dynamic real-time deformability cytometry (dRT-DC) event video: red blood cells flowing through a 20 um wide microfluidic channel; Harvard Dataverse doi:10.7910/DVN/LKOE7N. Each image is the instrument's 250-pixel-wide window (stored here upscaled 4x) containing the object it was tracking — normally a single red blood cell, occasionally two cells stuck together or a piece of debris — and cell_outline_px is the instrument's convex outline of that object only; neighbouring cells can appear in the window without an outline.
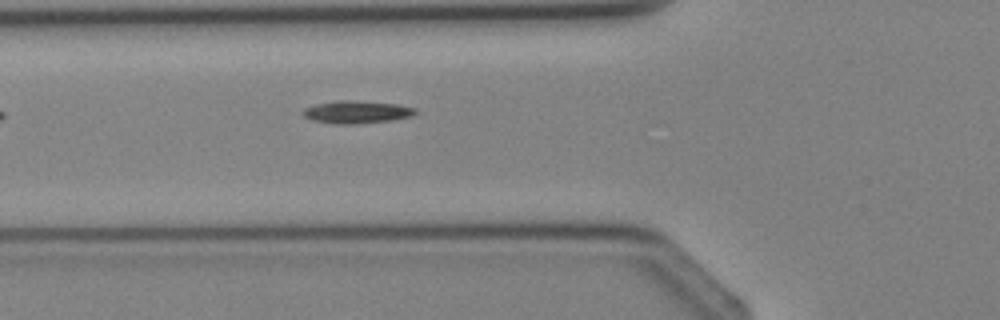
{"species": "Egyptian fruit bat (a non-hibernating species)", "species_latin": "Rousettus aegyptiacus", "temperature_condition": "cold", "stored_images_in_passage": 3, "camera_frame_rate_fps": 3000, "um_per_image_px": 0.085, "animal": {"sex": "female"}, "frame": {"image": 1, "passage_image": 3, "time_ms": 2.333, "image_size_px": [1000, 320], "cell_outline_px": [[416, 112], [408, 116], [388, 120], [352, 124], [336, 124], [312, 120], [304, 116], [304, 108], [316, 104], [396, 104], [416, 108]], "centroid_in_image_um": [30.3, 9.59], "position_along_channel_um": 95.5, "area_um2": 13.06}}